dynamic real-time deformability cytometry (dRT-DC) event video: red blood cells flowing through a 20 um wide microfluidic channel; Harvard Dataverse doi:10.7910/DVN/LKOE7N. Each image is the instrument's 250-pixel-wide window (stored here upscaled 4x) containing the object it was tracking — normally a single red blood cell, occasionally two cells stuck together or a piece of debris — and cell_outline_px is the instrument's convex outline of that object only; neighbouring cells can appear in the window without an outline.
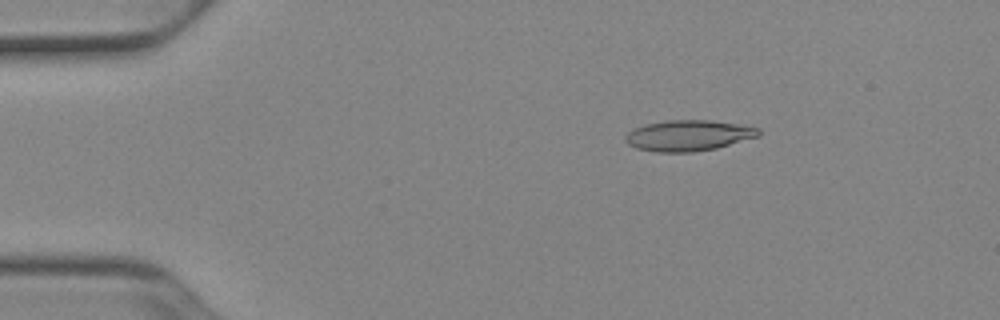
{"species": "Egyptian fruit bat (a non-hibernating species)", "species_latin": "Rousettus aegyptiacus", "temperature_condition": "cold", "stored_images_in_passage": 49, "camera_frame_rate_fps": 3000, "um_per_image_px": 0.085, "animal": {"sex": "female"}, "frame": {"image": 1, "passage_image": 6, "time_ms": 1.667, "image_size_px": [1000, 320], "cell_outline_px": [[760, 136], [716, 148], [692, 152], [656, 152], [636, 148], [628, 144], [624, 140], [624, 136], [628, 132], [644, 124], [664, 120], [712, 120], [740, 124], [760, 128]], "centroid_in_image_um": [58.51, 11.51], "position_along_channel_um": 26.5, "area_um2": 24.1}}
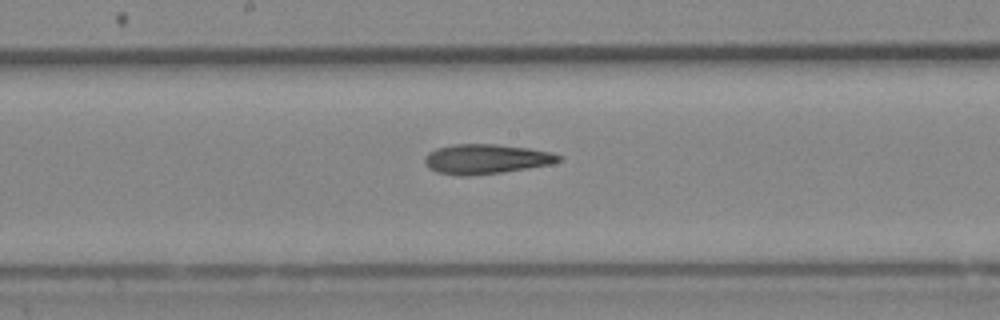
{"frame": {"image": 2, "passage_image": 25, "time_ms": 8.0, "image_size_px": [1000, 320], "cell_outline_px": [[564, 160], [552, 164], [504, 172], [468, 176], [456, 176], [436, 172], [428, 168], [424, 160], [424, 156], [428, 152], [436, 148], [456, 144], [496, 144], [528, 148], [552, 152], [564, 156]], "centroid_in_image_um": [41.33, 13.52], "position_along_channel_um": 206.9, "area_um2": 23.58}}
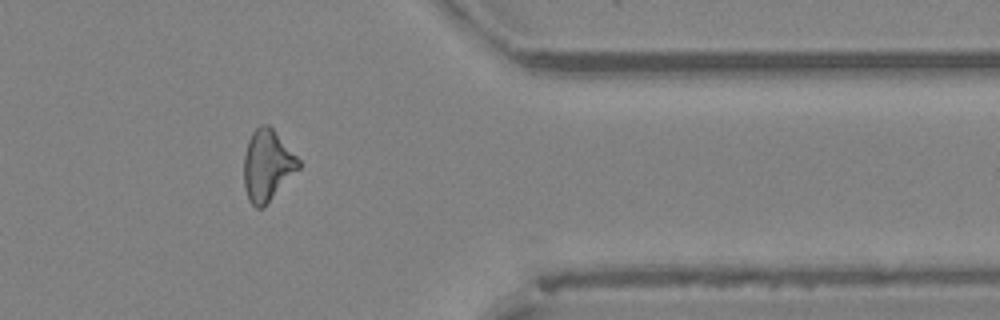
{"frame": {"image": 3, "passage_image": 40, "time_ms": 13.0, "image_size_px": [1000, 320], "cell_outline_px": [[300, 168], [260, 208], [256, 208], [248, 200], [244, 188], [244, 156], [248, 140], [252, 132], [260, 124], [268, 124], [272, 128], [300, 160]], "centroid_in_image_um": [22.69, 14.02], "position_along_channel_um": 388.7, "area_um2": 22.2}}